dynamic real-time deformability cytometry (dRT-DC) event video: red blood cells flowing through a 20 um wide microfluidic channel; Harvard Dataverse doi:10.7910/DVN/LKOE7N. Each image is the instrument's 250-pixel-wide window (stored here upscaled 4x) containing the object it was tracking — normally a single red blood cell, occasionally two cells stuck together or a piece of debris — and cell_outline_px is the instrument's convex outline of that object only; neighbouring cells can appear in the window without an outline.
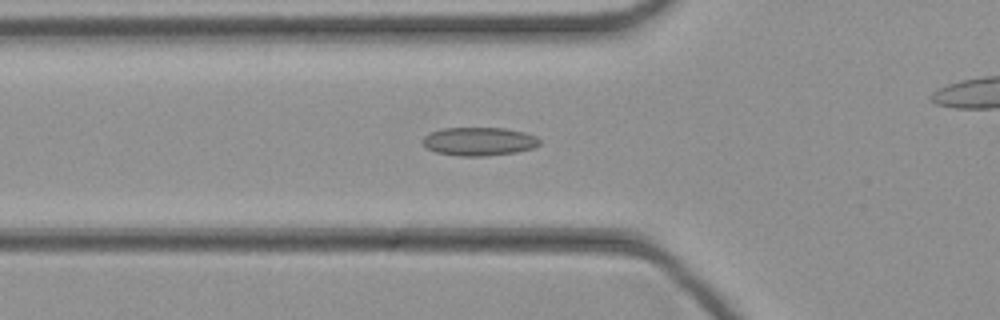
{"species": "common noctule bat (a hibernating species)", "species_latin": "Nyctalus noctula", "temperature_condition": "cold", "stored_images_in_passage": 39, "camera_frame_rate_fps": 3000, "um_per_image_px": 0.085, "animal": {"sex": "female", "body_mass_g": 21.9}, "frame": {"image": 1, "passage_image": 16, "time_ms": 5.0, "image_size_px": [1000, 320], "cell_outline_px": [[540, 144], [532, 148], [516, 152], [484, 156], [460, 156], [436, 152], [428, 148], [420, 140], [424, 136], [432, 132], [444, 128], [504, 128], [524, 132], [536, 136], [540, 140]], "centroid_in_image_um": [40.72, 12.02], "position_along_channel_um": 85.1, "area_um2": 19.25}}
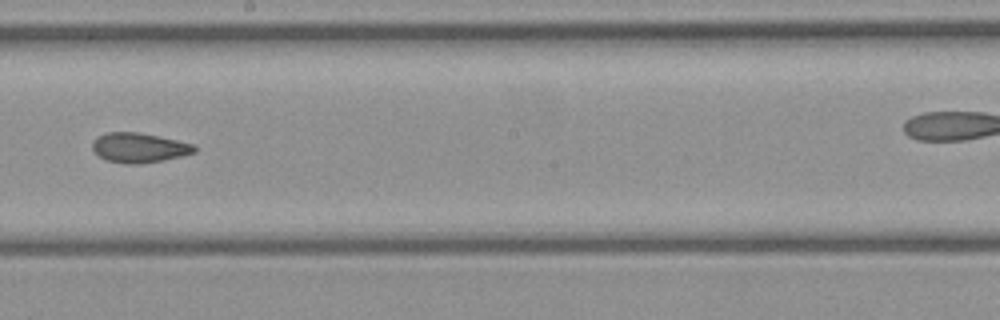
{"frame": {"image": 2, "passage_image": 26, "time_ms": 8.333, "image_size_px": [1000, 320], "cell_outline_px": [[196, 152], [164, 160], [140, 164], [128, 164], [108, 160], [100, 156], [92, 148], [92, 140], [96, 136], [108, 132], [140, 132], [196, 144]], "centroid_in_image_um": [11.84, 12.54], "position_along_channel_um": 236.4, "area_um2": 17.74}}
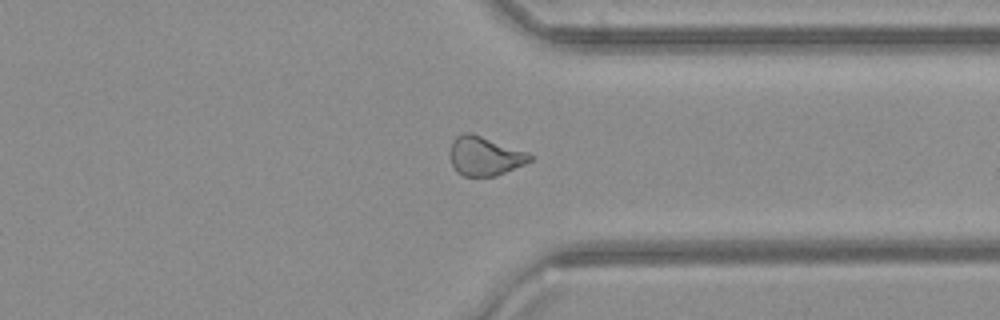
{"frame": {"image": 3, "passage_image": 35, "time_ms": 11.333, "image_size_px": [1000, 320], "cell_outline_px": [[532, 160], [524, 164], [496, 176], [464, 176], [456, 172], [452, 164], [448, 152], [452, 140], [456, 136], [464, 132], [468, 132], [528, 152], [532, 156]], "centroid_in_image_um": [41.16, 13.27], "position_along_channel_um": 370.2, "area_um2": 18.15}}